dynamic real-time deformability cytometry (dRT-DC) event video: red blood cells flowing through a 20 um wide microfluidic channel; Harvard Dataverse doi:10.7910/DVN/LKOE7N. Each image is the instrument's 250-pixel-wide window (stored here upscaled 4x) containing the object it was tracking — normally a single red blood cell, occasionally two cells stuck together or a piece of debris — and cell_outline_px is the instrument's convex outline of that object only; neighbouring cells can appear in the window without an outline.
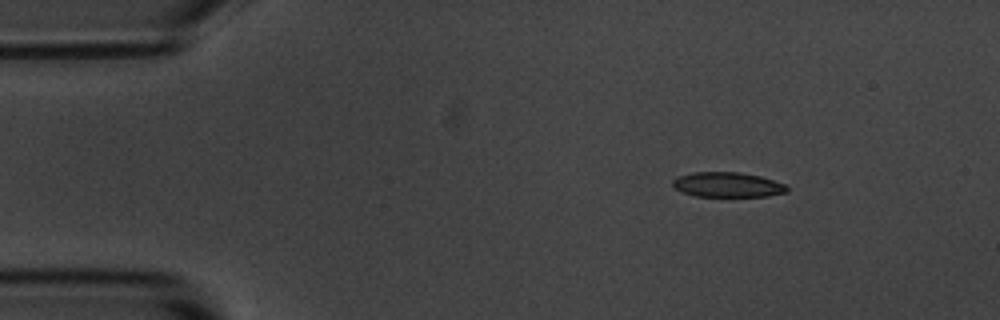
{"species": "common noctule bat (a hibernating species)", "species_latin": "Nyctalus noctula", "temperature_condition": "room temperature", "stored_images_in_passage": 48, "camera_frame_rate_fps": 3000, "um_per_image_px": 0.085, "animal": {"sex": "male", "body_mass_g": 20.1, "forearm_length_mm": 53.5}, "frame": {"image": 1, "passage_image": 1, "time_ms": 0.0, "image_size_px": [1000, 320], "cell_outline_px": [[788, 192], [768, 196], [696, 196], [684, 192], [676, 188], [672, 184], [672, 180], [676, 176], [692, 172], [740, 172], [760, 176], [784, 184], [788, 188]], "centroid_in_image_um": [61.83, 15.69], "position_along_channel_um": 23.2, "area_um2": 16.53}}
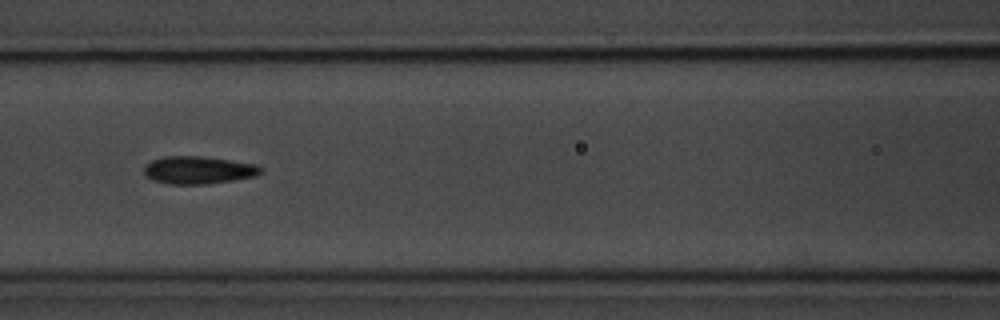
{"frame": {"image": 2, "passage_image": 17, "time_ms": 5.333, "image_size_px": [1000, 320], "cell_outline_px": [[264, 172], [256, 176], [232, 180], [204, 184], [168, 184], [152, 180], [144, 172], [144, 164], [152, 160], [164, 156], [200, 156], [256, 164], [264, 168]], "centroid_in_image_um": [16.87, 14.45], "position_along_channel_um": 149.7, "area_um2": 18.84}}
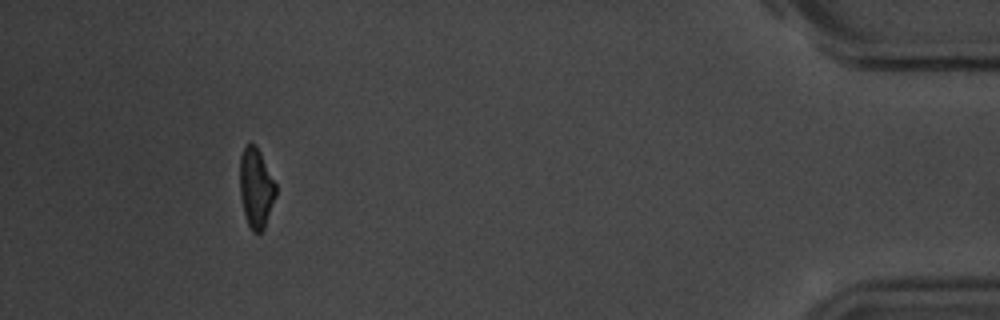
{"frame": {"image": 3, "passage_image": 44, "time_ms": 14.333, "image_size_px": [1000, 320], "cell_outline_px": [[276, 196], [264, 228], [260, 232], [252, 232], [248, 224], [244, 212], [240, 196], [240, 156], [244, 144], [256, 144], [276, 184]], "centroid_in_image_um": [21.75, 15.95], "position_along_channel_um": 413.4, "area_um2": 16.7}, "authors_computed_cell_mechanics": {"area_um2": 17.9469, "velocity_mm_per_s": 3.6457, "shape_relaxation_time_tau1_ms": 2.6883, "shape_relaxation_time_tau2_ms": 2.5334, "deformation_change_tau1": 0.1089, "deformation_change_tau2": 0.0987}}